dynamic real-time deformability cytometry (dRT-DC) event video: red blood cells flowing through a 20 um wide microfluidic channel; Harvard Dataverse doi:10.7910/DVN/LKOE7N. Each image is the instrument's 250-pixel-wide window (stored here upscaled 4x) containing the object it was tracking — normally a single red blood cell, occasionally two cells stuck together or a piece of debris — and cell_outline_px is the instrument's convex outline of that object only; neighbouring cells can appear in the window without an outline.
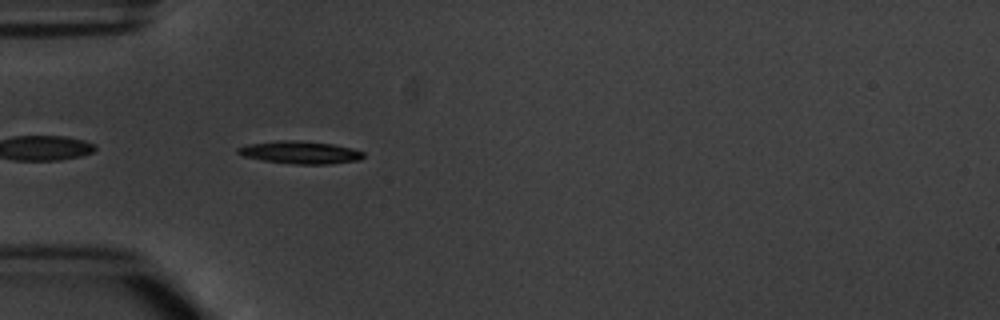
{"species": "common noctule bat (a hibernating species)", "species_latin": "Nyctalus noctula", "temperature_condition": "warm", "stored_images_in_passage": 4, "camera_frame_rate_fps": 3000, "um_per_image_px": 0.085, "animal": {"sex": "male", "body_mass_g": 20.1, "forearm_length_mm": 53.5}, "frame": {"image": 1, "passage_image": 4, "time_ms": 3.667, "image_size_px": [1000, 320], "cell_outline_px": [[364, 156], [360, 160], [328, 164], [296, 164], [264, 160], [244, 156], [236, 152], [236, 148], [248, 144], [276, 140], [300, 140], [332, 144], [352, 148], [364, 152]], "centroid_in_image_um": [25.52, 12.94], "position_along_channel_um": 59.5, "area_um2": 16.53}}